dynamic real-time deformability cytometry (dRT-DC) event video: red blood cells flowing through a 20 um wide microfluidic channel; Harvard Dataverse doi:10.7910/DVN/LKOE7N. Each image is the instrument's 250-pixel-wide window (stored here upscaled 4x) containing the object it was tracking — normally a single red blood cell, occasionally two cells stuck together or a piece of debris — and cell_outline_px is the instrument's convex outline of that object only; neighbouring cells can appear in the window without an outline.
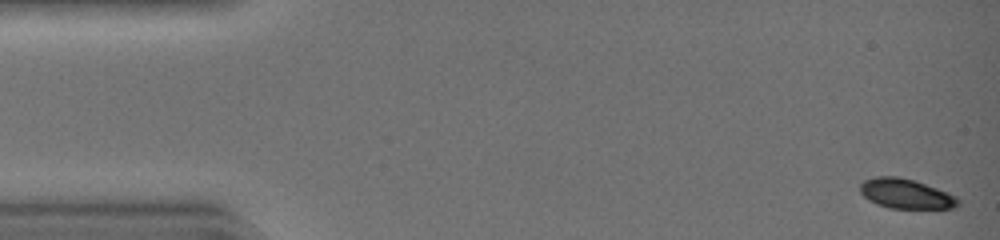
{"species": "common noctule bat (a hibernating species)", "species_latin": "Nyctalus noctula", "temperature_condition": "warm", "stored_images_in_passage": 43, "camera_frame_rate_fps": 3000, "um_per_image_px": 0.085, "animal": {"sex": "female", "body_mass_g": 19.0, "forearm_length_mm": 51.5}, "frame": {"image": 1, "passage_image": 1, "time_ms": 0.0, "image_size_px": [1000, 240], "cell_outline_px": [[960, 204], [956, 208], [888, 208], [876, 204], [868, 200], [860, 192], [860, 184], [864, 180], [876, 176], [896, 176], [912, 180], [948, 192], [956, 196], [960, 200]], "centroid_in_image_um": [76.99, 16.47], "position_along_channel_um": 8.0, "area_um2": 16.99}}
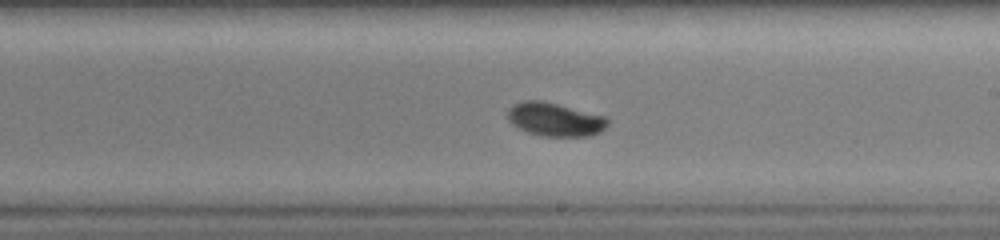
{"frame": {"image": 2, "passage_image": 26, "time_ms": 8.333, "image_size_px": [1000, 240], "cell_outline_px": [[608, 124], [600, 132], [592, 136], [544, 136], [528, 132], [512, 124], [508, 120], [508, 108], [512, 104], [524, 100], [540, 100], [604, 116], [608, 120]], "centroid_in_image_um": [47.14, 10.15], "position_along_channel_um": 241.9, "area_um2": 19.31}}
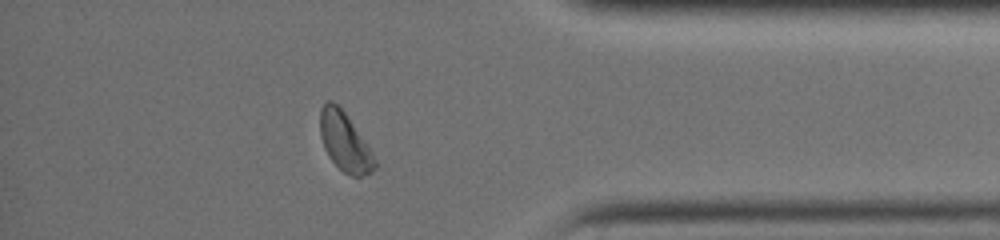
{"frame": {"image": 3, "passage_image": 38, "time_ms": 12.333, "image_size_px": [1000, 240], "cell_outline_px": [[376, 168], [372, 172], [360, 176], [352, 176], [344, 172], [328, 156], [324, 148], [320, 136], [320, 108], [328, 100], [332, 100], [344, 112], [364, 140], [376, 160]], "centroid_in_image_um": [29.28, 12.06], "position_along_channel_um": 405.9, "area_um2": 18.38}, "authors_computed_cell_mechanics": {"area_um2": 18.6694, "velocity_mm_per_s": 4.3978, "shape_relaxation_time_tau1_ms": 2.3339, "shape_relaxation_time_tau2_ms": null, "deformation_change_tau1": 0.1173, "deformation_change_tau2": null}}